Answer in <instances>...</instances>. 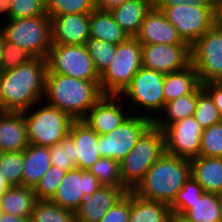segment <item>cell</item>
<instances>
[{
	"instance_id": "cell-1",
	"label": "cell",
	"mask_w": 222,
	"mask_h": 222,
	"mask_svg": "<svg viewBox=\"0 0 222 222\" xmlns=\"http://www.w3.org/2000/svg\"><path fill=\"white\" fill-rule=\"evenodd\" d=\"M47 61L33 58L28 63L1 72L0 111L23 112L44 100Z\"/></svg>"
},
{
	"instance_id": "cell-2",
	"label": "cell",
	"mask_w": 222,
	"mask_h": 222,
	"mask_svg": "<svg viewBox=\"0 0 222 222\" xmlns=\"http://www.w3.org/2000/svg\"><path fill=\"white\" fill-rule=\"evenodd\" d=\"M191 176L189 159L164 153L132 190L138 197L171 206Z\"/></svg>"
},
{
	"instance_id": "cell-3",
	"label": "cell",
	"mask_w": 222,
	"mask_h": 222,
	"mask_svg": "<svg viewBox=\"0 0 222 222\" xmlns=\"http://www.w3.org/2000/svg\"><path fill=\"white\" fill-rule=\"evenodd\" d=\"M103 95L99 81L46 74L45 102L67 113L73 120H82Z\"/></svg>"
},
{
	"instance_id": "cell-4",
	"label": "cell",
	"mask_w": 222,
	"mask_h": 222,
	"mask_svg": "<svg viewBox=\"0 0 222 222\" xmlns=\"http://www.w3.org/2000/svg\"><path fill=\"white\" fill-rule=\"evenodd\" d=\"M164 77L165 74L144 67L138 70L129 86L120 95L126 105L130 106L131 114L134 113L152 121L157 117L165 104Z\"/></svg>"
},
{
	"instance_id": "cell-5",
	"label": "cell",
	"mask_w": 222,
	"mask_h": 222,
	"mask_svg": "<svg viewBox=\"0 0 222 222\" xmlns=\"http://www.w3.org/2000/svg\"><path fill=\"white\" fill-rule=\"evenodd\" d=\"M142 67V44L129 37L117 44L110 64L99 75V86L104 95H121Z\"/></svg>"
},
{
	"instance_id": "cell-6",
	"label": "cell",
	"mask_w": 222,
	"mask_h": 222,
	"mask_svg": "<svg viewBox=\"0 0 222 222\" xmlns=\"http://www.w3.org/2000/svg\"><path fill=\"white\" fill-rule=\"evenodd\" d=\"M36 105V109L32 106L29 110L23 111L29 144L47 147L58 144L69 133L74 120L44 100Z\"/></svg>"
},
{
	"instance_id": "cell-7",
	"label": "cell",
	"mask_w": 222,
	"mask_h": 222,
	"mask_svg": "<svg viewBox=\"0 0 222 222\" xmlns=\"http://www.w3.org/2000/svg\"><path fill=\"white\" fill-rule=\"evenodd\" d=\"M164 153V133L152 125L120 162L122 184L132 191Z\"/></svg>"
},
{
	"instance_id": "cell-8",
	"label": "cell",
	"mask_w": 222,
	"mask_h": 222,
	"mask_svg": "<svg viewBox=\"0 0 222 222\" xmlns=\"http://www.w3.org/2000/svg\"><path fill=\"white\" fill-rule=\"evenodd\" d=\"M5 40L26 50L34 58L46 59L52 45L51 18H11L1 26Z\"/></svg>"
},
{
	"instance_id": "cell-9",
	"label": "cell",
	"mask_w": 222,
	"mask_h": 222,
	"mask_svg": "<svg viewBox=\"0 0 222 222\" xmlns=\"http://www.w3.org/2000/svg\"><path fill=\"white\" fill-rule=\"evenodd\" d=\"M47 73L67 75L89 81H99V74L86 45L52 44L48 55Z\"/></svg>"
},
{
	"instance_id": "cell-10",
	"label": "cell",
	"mask_w": 222,
	"mask_h": 222,
	"mask_svg": "<svg viewBox=\"0 0 222 222\" xmlns=\"http://www.w3.org/2000/svg\"><path fill=\"white\" fill-rule=\"evenodd\" d=\"M152 125L151 119L131 114L111 132L99 135L98 151L101 157L121 162Z\"/></svg>"
},
{
	"instance_id": "cell-11",
	"label": "cell",
	"mask_w": 222,
	"mask_h": 222,
	"mask_svg": "<svg viewBox=\"0 0 222 222\" xmlns=\"http://www.w3.org/2000/svg\"><path fill=\"white\" fill-rule=\"evenodd\" d=\"M191 64L201 84L222 81V30L212 27L191 45Z\"/></svg>"
},
{
	"instance_id": "cell-12",
	"label": "cell",
	"mask_w": 222,
	"mask_h": 222,
	"mask_svg": "<svg viewBox=\"0 0 222 222\" xmlns=\"http://www.w3.org/2000/svg\"><path fill=\"white\" fill-rule=\"evenodd\" d=\"M190 46L213 27V7L177 5L157 7Z\"/></svg>"
},
{
	"instance_id": "cell-13",
	"label": "cell",
	"mask_w": 222,
	"mask_h": 222,
	"mask_svg": "<svg viewBox=\"0 0 222 222\" xmlns=\"http://www.w3.org/2000/svg\"><path fill=\"white\" fill-rule=\"evenodd\" d=\"M165 152L185 159L200 155L203 127L192 116L167 125L163 130Z\"/></svg>"
},
{
	"instance_id": "cell-14",
	"label": "cell",
	"mask_w": 222,
	"mask_h": 222,
	"mask_svg": "<svg viewBox=\"0 0 222 222\" xmlns=\"http://www.w3.org/2000/svg\"><path fill=\"white\" fill-rule=\"evenodd\" d=\"M102 185L87 169L75 168L67 171L50 202L72 211H76L86 196L93 194Z\"/></svg>"
},
{
	"instance_id": "cell-15",
	"label": "cell",
	"mask_w": 222,
	"mask_h": 222,
	"mask_svg": "<svg viewBox=\"0 0 222 222\" xmlns=\"http://www.w3.org/2000/svg\"><path fill=\"white\" fill-rule=\"evenodd\" d=\"M191 65L189 44H142V67L162 74L180 71Z\"/></svg>"
},
{
	"instance_id": "cell-16",
	"label": "cell",
	"mask_w": 222,
	"mask_h": 222,
	"mask_svg": "<svg viewBox=\"0 0 222 222\" xmlns=\"http://www.w3.org/2000/svg\"><path fill=\"white\" fill-rule=\"evenodd\" d=\"M126 106L120 95H103L82 121L98 135L107 134L131 115Z\"/></svg>"
},
{
	"instance_id": "cell-17",
	"label": "cell",
	"mask_w": 222,
	"mask_h": 222,
	"mask_svg": "<svg viewBox=\"0 0 222 222\" xmlns=\"http://www.w3.org/2000/svg\"><path fill=\"white\" fill-rule=\"evenodd\" d=\"M89 14H63L51 17L52 44L86 45L90 39Z\"/></svg>"
},
{
	"instance_id": "cell-18",
	"label": "cell",
	"mask_w": 222,
	"mask_h": 222,
	"mask_svg": "<svg viewBox=\"0 0 222 222\" xmlns=\"http://www.w3.org/2000/svg\"><path fill=\"white\" fill-rule=\"evenodd\" d=\"M128 191L126 187L102 186L84 198L75 211L76 222H99Z\"/></svg>"
},
{
	"instance_id": "cell-19",
	"label": "cell",
	"mask_w": 222,
	"mask_h": 222,
	"mask_svg": "<svg viewBox=\"0 0 222 222\" xmlns=\"http://www.w3.org/2000/svg\"><path fill=\"white\" fill-rule=\"evenodd\" d=\"M135 38L141 44H188L182 41L174 25L156 6L146 15Z\"/></svg>"
},
{
	"instance_id": "cell-20",
	"label": "cell",
	"mask_w": 222,
	"mask_h": 222,
	"mask_svg": "<svg viewBox=\"0 0 222 222\" xmlns=\"http://www.w3.org/2000/svg\"><path fill=\"white\" fill-rule=\"evenodd\" d=\"M68 134L76 145L77 168L89 169L101 157L98 151L99 135L82 120H74Z\"/></svg>"
},
{
	"instance_id": "cell-21",
	"label": "cell",
	"mask_w": 222,
	"mask_h": 222,
	"mask_svg": "<svg viewBox=\"0 0 222 222\" xmlns=\"http://www.w3.org/2000/svg\"><path fill=\"white\" fill-rule=\"evenodd\" d=\"M29 145L23 112L0 111V150L23 151Z\"/></svg>"
},
{
	"instance_id": "cell-22",
	"label": "cell",
	"mask_w": 222,
	"mask_h": 222,
	"mask_svg": "<svg viewBox=\"0 0 222 222\" xmlns=\"http://www.w3.org/2000/svg\"><path fill=\"white\" fill-rule=\"evenodd\" d=\"M190 164L191 176L203 191L222 196V158L198 156Z\"/></svg>"
},
{
	"instance_id": "cell-23",
	"label": "cell",
	"mask_w": 222,
	"mask_h": 222,
	"mask_svg": "<svg viewBox=\"0 0 222 222\" xmlns=\"http://www.w3.org/2000/svg\"><path fill=\"white\" fill-rule=\"evenodd\" d=\"M154 6L155 0H127L110 13L129 37H135L146 15Z\"/></svg>"
},
{
	"instance_id": "cell-24",
	"label": "cell",
	"mask_w": 222,
	"mask_h": 222,
	"mask_svg": "<svg viewBox=\"0 0 222 222\" xmlns=\"http://www.w3.org/2000/svg\"><path fill=\"white\" fill-rule=\"evenodd\" d=\"M24 159L22 186L35 188L43 175L52 166L50 147L29 144L24 149Z\"/></svg>"
},
{
	"instance_id": "cell-25",
	"label": "cell",
	"mask_w": 222,
	"mask_h": 222,
	"mask_svg": "<svg viewBox=\"0 0 222 222\" xmlns=\"http://www.w3.org/2000/svg\"><path fill=\"white\" fill-rule=\"evenodd\" d=\"M169 205L146 200L130 191V213L128 222H171Z\"/></svg>"
},
{
	"instance_id": "cell-26",
	"label": "cell",
	"mask_w": 222,
	"mask_h": 222,
	"mask_svg": "<svg viewBox=\"0 0 222 222\" xmlns=\"http://www.w3.org/2000/svg\"><path fill=\"white\" fill-rule=\"evenodd\" d=\"M201 85L199 76L192 64L180 71L165 74L163 85L165 103L192 94Z\"/></svg>"
},
{
	"instance_id": "cell-27",
	"label": "cell",
	"mask_w": 222,
	"mask_h": 222,
	"mask_svg": "<svg viewBox=\"0 0 222 222\" xmlns=\"http://www.w3.org/2000/svg\"><path fill=\"white\" fill-rule=\"evenodd\" d=\"M90 38L119 44L129 38L126 32L115 22L109 11L93 10L89 14Z\"/></svg>"
},
{
	"instance_id": "cell-28",
	"label": "cell",
	"mask_w": 222,
	"mask_h": 222,
	"mask_svg": "<svg viewBox=\"0 0 222 222\" xmlns=\"http://www.w3.org/2000/svg\"><path fill=\"white\" fill-rule=\"evenodd\" d=\"M3 213L31 217L34 206L38 201L34 188L27 186H10L2 195Z\"/></svg>"
},
{
	"instance_id": "cell-29",
	"label": "cell",
	"mask_w": 222,
	"mask_h": 222,
	"mask_svg": "<svg viewBox=\"0 0 222 222\" xmlns=\"http://www.w3.org/2000/svg\"><path fill=\"white\" fill-rule=\"evenodd\" d=\"M197 90L192 94L181 96L172 101L166 102L163 109L153 119L155 128L163 130L167 125L192 116L196 109Z\"/></svg>"
},
{
	"instance_id": "cell-30",
	"label": "cell",
	"mask_w": 222,
	"mask_h": 222,
	"mask_svg": "<svg viewBox=\"0 0 222 222\" xmlns=\"http://www.w3.org/2000/svg\"><path fill=\"white\" fill-rule=\"evenodd\" d=\"M183 217L190 222H222V196L204 192Z\"/></svg>"
},
{
	"instance_id": "cell-31",
	"label": "cell",
	"mask_w": 222,
	"mask_h": 222,
	"mask_svg": "<svg viewBox=\"0 0 222 222\" xmlns=\"http://www.w3.org/2000/svg\"><path fill=\"white\" fill-rule=\"evenodd\" d=\"M30 219L31 222H76L74 211L46 200L36 202Z\"/></svg>"
},
{
	"instance_id": "cell-32",
	"label": "cell",
	"mask_w": 222,
	"mask_h": 222,
	"mask_svg": "<svg viewBox=\"0 0 222 222\" xmlns=\"http://www.w3.org/2000/svg\"><path fill=\"white\" fill-rule=\"evenodd\" d=\"M75 143L67 134L58 144L50 146V158L53 166L70 171L77 168L78 157H75Z\"/></svg>"
},
{
	"instance_id": "cell-33",
	"label": "cell",
	"mask_w": 222,
	"mask_h": 222,
	"mask_svg": "<svg viewBox=\"0 0 222 222\" xmlns=\"http://www.w3.org/2000/svg\"><path fill=\"white\" fill-rule=\"evenodd\" d=\"M102 186L125 187L122 184L120 162L107 157H100L88 169Z\"/></svg>"
},
{
	"instance_id": "cell-34",
	"label": "cell",
	"mask_w": 222,
	"mask_h": 222,
	"mask_svg": "<svg viewBox=\"0 0 222 222\" xmlns=\"http://www.w3.org/2000/svg\"><path fill=\"white\" fill-rule=\"evenodd\" d=\"M193 117L203 129L222 121V115L211 97L202 89V85L197 89V102Z\"/></svg>"
},
{
	"instance_id": "cell-35",
	"label": "cell",
	"mask_w": 222,
	"mask_h": 222,
	"mask_svg": "<svg viewBox=\"0 0 222 222\" xmlns=\"http://www.w3.org/2000/svg\"><path fill=\"white\" fill-rule=\"evenodd\" d=\"M24 163V150L2 152L0 160V172L4 175L10 186H22Z\"/></svg>"
},
{
	"instance_id": "cell-36",
	"label": "cell",
	"mask_w": 222,
	"mask_h": 222,
	"mask_svg": "<svg viewBox=\"0 0 222 222\" xmlns=\"http://www.w3.org/2000/svg\"><path fill=\"white\" fill-rule=\"evenodd\" d=\"M45 10L51 18L63 14H90L94 6L92 0H45Z\"/></svg>"
},
{
	"instance_id": "cell-37",
	"label": "cell",
	"mask_w": 222,
	"mask_h": 222,
	"mask_svg": "<svg viewBox=\"0 0 222 222\" xmlns=\"http://www.w3.org/2000/svg\"><path fill=\"white\" fill-rule=\"evenodd\" d=\"M86 46L89 55L93 60L95 69L100 75L114 57L117 45L103 40L90 38L87 41Z\"/></svg>"
},
{
	"instance_id": "cell-38",
	"label": "cell",
	"mask_w": 222,
	"mask_h": 222,
	"mask_svg": "<svg viewBox=\"0 0 222 222\" xmlns=\"http://www.w3.org/2000/svg\"><path fill=\"white\" fill-rule=\"evenodd\" d=\"M203 193L202 187L190 176L170 206L172 213L183 216L191 208V203L199 200Z\"/></svg>"
},
{
	"instance_id": "cell-39",
	"label": "cell",
	"mask_w": 222,
	"mask_h": 222,
	"mask_svg": "<svg viewBox=\"0 0 222 222\" xmlns=\"http://www.w3.org/2000/svg\"><path fill=\"white\" fill-rule=\"evenodd\" d=\"M199 156L222 158V121L202 132Z\"/></svg>"
},
{
	"instance_id": "cell-40",
	"label": "cell",
	"mask_w": 222,
	"mask_h": 222,
	"mask_svg": "<svg viewBox=\"0 0 222 222\" xmlns=\"http://www.w3.org/2000/svg\"><path fill=\"white\" fill-rule=\"evenodd\" d=\"M65 173V170L52 165L34 188L37 200L49 201L56 193Z\"/></svg>"
},
{
	"instance_id": "cell-41",
	"label": "cell",
	"mask_w": 222,
	"mask_h": 222,
	"mask_svg": "<svg viewBox=\"0 0 222 222\" xmlns=\"http://www.w3.org/2000/svg\"><path fill=\"white\" fill-rule=\"evenodd\" d=\"M33 58L26 50L5 40L0 61V70L4 72L14 69L17 66L28 63Z\"/></svg>"
},
{
	"instance_id": "cell-42",
	"label": "cell",
	"mask_w": 222,
	"mask_h": 222,
	"mask_svg": "<svg viewBox=\"0 0 222 222\" xmlns=\"http://www.w3.org/2000/svg\"><path fill=\"white\" fill-rule=\"evenodd\" d=\"M11 18H33L47 15L45 0H10Z\"/></svg>"
},
{
	"instance_id": "cell-43",
	"label": "cell",
	"mask_w": 222,
	"mask_h": 222,
	"mask_svg": "<svg viewBox=\"0 0 222 222\" xmlns=\"http://www.w3.org/2000/svg\"><path fill=\"white\" fill-rule=\"evenodd\" d=\"M130 213V191L115 204L99 222H128Z\"/></svg>"
},
{
	"instance_id": "cell-44",
	"label": "cell",
	"mask_w": 222,
	"mask_h": 222,
	"mask_svg": "<svg viewBox=\"0 0 222 222\" xmlns=\"http://www.w3.org/2000/svg\"><path fill=\"white\" fill-rule=\"evenodd\" d=\"M202 89L211 97L214 105L222 115V81L202 84Z\"/></svg>"
},
{
	"instance_id": "cell-45",
	"label": "cell",
	"mask_w": 222,
	"mask_h": 222,
	"mask_svg": "<svg viewBox=\"0 0 222 222\" xmlns=\"http://www.w3.org/2000/svg\"><path fill=\"white\" fill-rule=\"evenodd\" d=\"M177 5L213 7L211 0H155L156 7H174Z\"/></svg>"
},
{
	"instance_id": "cell-46",
	"label": "cell",
	"mask_w": 222,
	"mask_h": 222,
	"mask_svg": "<svg viewBox=\"0 0 222 222\" xmlns=\"http://www.w3.org/2000/svg\"><path fill=\"white\" fill-rule=\"evenodd\" d=\"M127 0H92L95 10L111 11L112 9L121 6Z\"/></svg>"
},
{
	"instance_id": "cell-47",
	"label": "cell",
	"mask_w": 222,
	"mask_h": 222,
	"mask_svg": "<svg viewBox=\"0 0 222 222\" xmlns=\"http://www.w3.org/2000/svg\"><path fill=\"white\" fill-rule=\"evenodd\" d=\"M213 4V27L222 30V1Z\"/></svg>"
},
{
	"instance_id": "cell-48",
	"label": "cell",
	"mask_w": 222,
	"mask_h": 222,
	"mask_svg": "<svg viewBox=\"0 0 222 222\" xmlns=\"http://www.w3.org/2000/svg\"><path fill=\"white\" fill-rule=\"evenodd\" d=\"M0 222H31L30 217L15 216L7 213L0 214Z\"/></svg>"
},
{
	"instance_id": "cell-49",
	"label": "cell",
	"mask_w": 222,
	"mask_h": 222,
	"mask_svg": "<svg viewBox=\"0 0 222 222\" xmlns=\"http://www.w3.org/2000/svg\"><path fill=\"white\" fill-rule=\"evenodd\" d=\"M10 0H0V15L4 14L5 18L11 19Z\"/></svg>"
},
{
	"instance_id": "cell-50",
	"label": "cell",
	"mask_w": 222,
	"mask_h": 222,
	"mask_svg": "<svg viewBox=\"0 0 222 222\" xmlns=\"http://www.w3.org/2000/svg\"><path fill=\"white\" fill-rule=\"evenodd\" d=\"M10 187L4 175L0 172V195H2Z\"/></svg>"
},
{
	"instance_id": "cell-51",
	"label": "cell",
	"mask_w": 222,
	"mask_h": 222,
	"mask_svg": "<svg viewBox=\"0 0 222 222\" xmlns=\"http://www.w3.org/2000/svg\"><path fill=\"white\" fill-rule=\"evenodd\" d=\"M4 42H5V35L3 33V29L0 28V61H1V57H2Z\"/></svg>"
},
{
	"instance_id": "cell-52",
	"label": "cell",
	"mask_w": 222,
	"mask_h": 222,
	"mask_svg": "<svg viewBox=\"0 0 222 222\" xmlns=\"http://www.w3.org/2000/svg\"><path fill=\"white\" fill-rule=\"evenodd\" d=\"M171 222H190V221H188L181 215L173 214L171 218Z\"/></svg>"
},
{
	"instance_id": "cell-53",
	"label": "cell",
	"mask_w": 222,
	"mask_h": 222,
	"mask_svg": "<svg viewBox=\"0 0 222 222\" xmlns=\"http://www.w3.org/2000/svg\"><path fill=\"white\" fill-rule=\"evenodd\" d=\"M3 212V208H2V200H1V195H0V214Z\"/></svg>"
},
{
	"instance_id": "cell-54",
	"label": "cell",
	"mask_w": 222,
	"mask_h": 222,
	"mask_svg": "<svg viewBox=\"0 0 222 222\" xmlns=\"http://www.w3.org/2000/svg\"><path fill=\"white\" fill-rule=\"evenodd\" d=\"M217 1H222V0H211V2H217Z\"/></svg>"
}]
</instances>
